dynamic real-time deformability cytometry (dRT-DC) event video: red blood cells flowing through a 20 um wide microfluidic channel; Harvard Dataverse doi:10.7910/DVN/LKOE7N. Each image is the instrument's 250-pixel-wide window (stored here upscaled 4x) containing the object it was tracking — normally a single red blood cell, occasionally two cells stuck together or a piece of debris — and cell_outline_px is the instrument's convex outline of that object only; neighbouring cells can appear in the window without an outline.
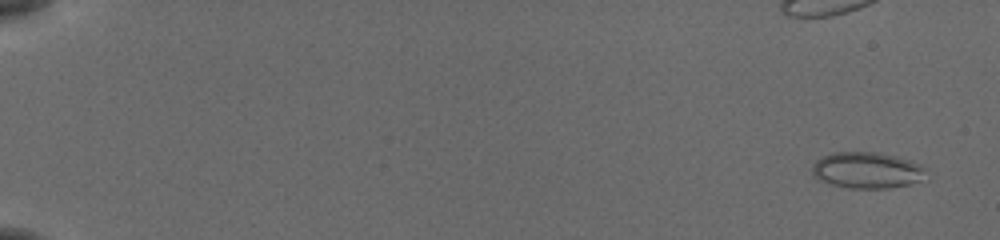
{"species": "common noctule bat (a hibernating species)", "species_latin": "Nyctalus noctula", "temperature_condition": "cold", "stored_images_in_passage": 54, "camera_frame_rate_fps": 3000, "um_per_image_px": 0.085, "animal": {"sex": "female", "body_mass_g": 19.5, "forearm_length_mm": 54.1}, "frame": {"image": 1, "passage_image": 1, "time_ms": 0.0, "image_size_px": [1000, 240], "cell_outline_px": [[928, 180], [888, 188], [848, 188], [832, 184], [820, 180], [812, 176], [812, 164], [816, 160], [832, 152], [876, 152], [896, 156], [920, 164], [924, 168]], "centroid_in_image_um": [73.71, 14.47], "position_along_channel_um": 11.3, "area_um2": 24.22}}